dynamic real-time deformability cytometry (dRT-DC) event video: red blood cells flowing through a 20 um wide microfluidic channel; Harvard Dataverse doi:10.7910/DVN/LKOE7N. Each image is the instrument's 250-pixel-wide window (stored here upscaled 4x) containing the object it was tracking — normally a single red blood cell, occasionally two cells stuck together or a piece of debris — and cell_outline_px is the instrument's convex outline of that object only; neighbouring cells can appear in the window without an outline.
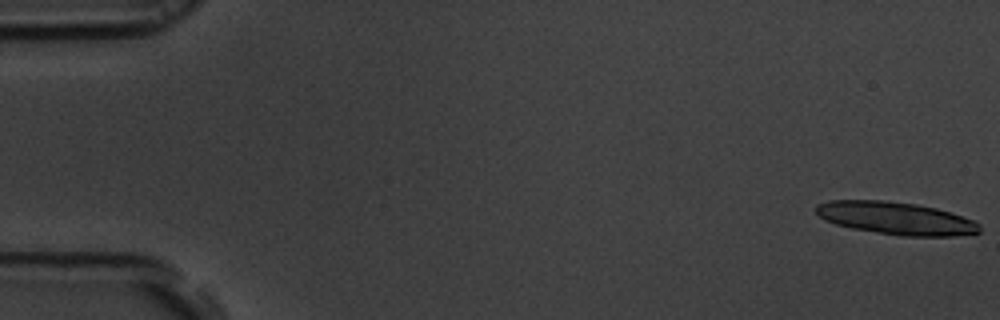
{"species": "common noctule bat (a hibernating species)", "species_latin": "Nyctalus noctula", "temperature_condition": "room temperature", "stored_images_in_passage": 10, "camera_frame_rate_fps": 3000, "um_per_image_px": 0.085, "animal": {"sex": "male", "body_mass_g": 19.5, "forearm_length_mm": 54.6}, "frame": {"image": 1, "passage_image": 1, "time_ms": 0.0, "image_size_px": [1000, 320], "cell_outline_px": [[980, 232], [952, 236], [900, 236], [852, 228], [836, 224], [824, 220], [816, 212], [816, 204], [828, 200], [880, 200], [916, 204], [936, 208], [972, 220], [980, 224]], "centroid_in_image_um": [76.11, 18.55], "position_along_channel_um": 8.9, "area_um2": 30.87}}